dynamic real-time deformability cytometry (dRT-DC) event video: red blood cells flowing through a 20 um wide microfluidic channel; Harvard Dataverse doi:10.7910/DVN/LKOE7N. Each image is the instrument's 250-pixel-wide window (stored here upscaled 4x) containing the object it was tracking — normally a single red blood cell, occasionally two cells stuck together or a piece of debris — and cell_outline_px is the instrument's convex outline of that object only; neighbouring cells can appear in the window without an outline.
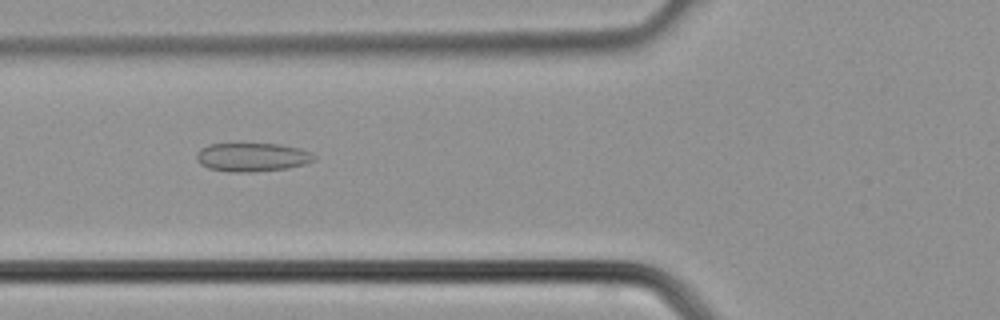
{"species": "common noctule bat (a hibernating species)", "species_latin": "Nyctalus noctula", "temperature_condition": "cold", "stored_images_in_passage": 25, "camera_frame_rate_fps": 3000, "um_per_image_px": 0.085, "animal": {"sex": "male", "body_mass_g": 21.5, "forearm_length_mm": 52.0}, "frame": {"image": 1, "passage_image": 10, "time_ms": 3.0, "image_size_px": [1000, 320], "cell_outline_px": [[316, 160], [304, 164], [288, 168], [256, 172], [228, 172], [208, 168], [200, 164], [196, 160], [196, 152], [200, 148], [208, 144], [280, 144], [300, 148], [316, 156]], "centroid_in_image_um": [21.41, 13.36], "position_along_channel_um": 104.4, "area_um2": 19.83}}
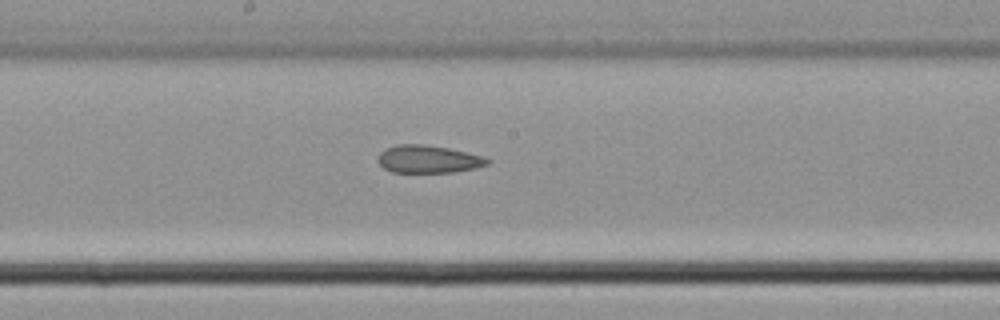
{"frame": {"image": 2, "passage_image": 16, "time_ms": 5.0, "image_size_px": [1000, 320], "cell_outline_px": [[492, 160], [488, 164], [476, 168], [452, 172], [392, 172], [384, 168], [376, 160], [376, 156], [384, 148], [396, 144], [424, 144], [448, 148], [484, 156]], "centroid_in_image_um": [36.38, 13.52], "position_along_channel_um": 211.8, "area_um2": 17.86}}
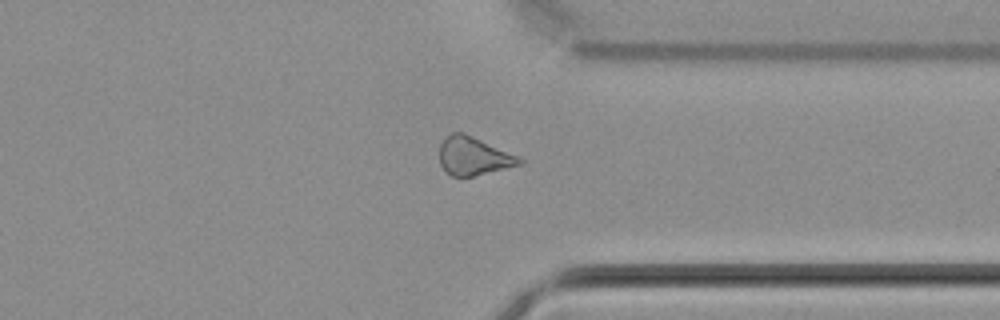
{"frame": {"image": 3, "passage_image": 25, "time_ms": 8.0, "image_size_px": [1000, 320], "cell_outline_px": [[524, 164], [472, 176], [452, 176], [440, 164], [440, 144], [452, 132], [464, 132], [520, 156], [524, 160]], "centroid_in_image_um": [40.3, 13.25], "position_along_channel_um": 371.1, "area_um2": 17.8}}